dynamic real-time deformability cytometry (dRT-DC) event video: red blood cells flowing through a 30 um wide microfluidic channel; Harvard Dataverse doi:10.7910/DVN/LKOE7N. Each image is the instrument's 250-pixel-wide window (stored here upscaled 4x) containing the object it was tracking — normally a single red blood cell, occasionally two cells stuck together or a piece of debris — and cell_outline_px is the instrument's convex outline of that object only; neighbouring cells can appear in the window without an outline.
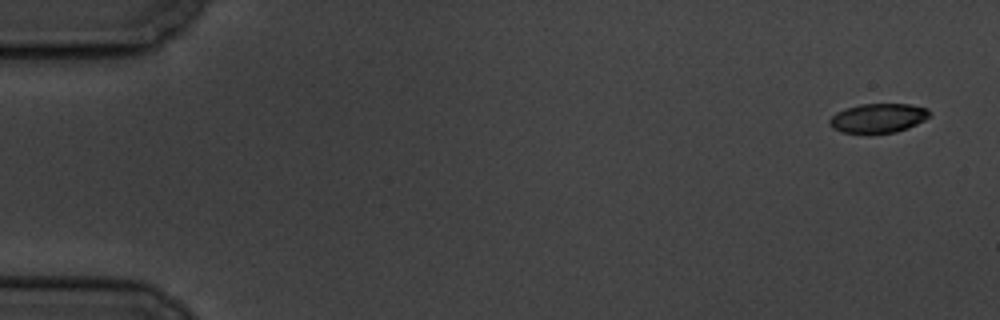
{"species": "common noctule bat (a hibernating species)", "species_latin": "Nyctalus noctula", "temperature_condition": "cold", "stored_images_in_passage": 4, "camera_frame_rate_fps": 3000, "um_per_image_px": 0.085, "animal": {"sex": "male", "body_mass_g": 19.5, "forearm_length_mm": 54.6}, "frame": {"image": 1, "passage_image": 1, "time_ms": 0.0, "image_size_px": [1000, 320], "cell_outline_px": [[932, 116], [908, 128], [896, 132], [840, 132], [832, 128], [828, 124], [828, 120], [836, 112], [844, 108], [860, 104], [908, 104], [928, 108]], "centroid_in_image_um": [74.64, 10.02], "position_along_channel_um": 10.4, "area_um2": 17.05}}